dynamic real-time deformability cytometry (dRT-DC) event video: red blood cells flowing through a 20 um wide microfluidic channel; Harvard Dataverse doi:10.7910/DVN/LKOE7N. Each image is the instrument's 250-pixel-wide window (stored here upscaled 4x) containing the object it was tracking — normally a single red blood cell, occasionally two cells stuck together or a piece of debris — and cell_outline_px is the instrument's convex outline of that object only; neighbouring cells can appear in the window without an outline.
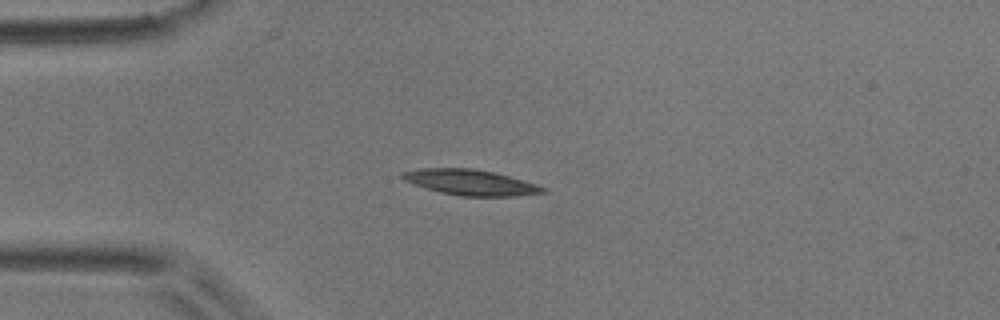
{"species": "common noctule bat (a hibernating species)", "species_latin": "Nyctalus noctula", "temperature_condition": "room temperature", "stored_images_in_passage": 4, "camera_frame_rate_fps": 3000, "um_per_image_px": 0.085, "animal": {"sex": "male", "body_mass_g": 17.9}, "frame": {"image": 1, "passage_image": 3, "time_ms": 0.667, "image_size_px": [1000, 320], "cell_outline_px": [[548, 192], [516, 196], [460, 196], [440, 192], [404, 180], [400, 176], [400, 172], [420, 168], [472, 168], [492, 172], [508, 176], [536, 184], [548, 188]], "centroid_in_image_um": [40.01, 15.5], "position_along_channel_um": 45.0, "area_um2": 20.81}}